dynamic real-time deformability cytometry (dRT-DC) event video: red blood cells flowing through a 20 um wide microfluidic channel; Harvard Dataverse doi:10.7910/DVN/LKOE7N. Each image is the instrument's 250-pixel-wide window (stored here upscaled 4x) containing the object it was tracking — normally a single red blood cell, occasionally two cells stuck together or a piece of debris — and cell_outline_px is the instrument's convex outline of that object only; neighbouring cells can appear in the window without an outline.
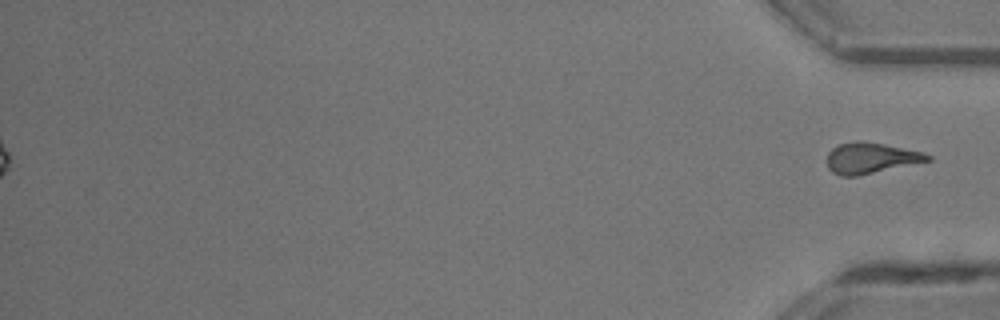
{"species": "common noctule bat (a hibernating species)", "species_latin": "Nyctalus noctula", "temperature_condition": "room temperature", "stored_images_in_passage": 47, "segment_of_instrument_passage": [2, 2], "camera_frame_rate_fps": 3000, "um_per_image_px": 0.085, "animal": {"sex": "male", "body_mass_g": 13.3}, "frame": {"image": 1, "passage_image": 47, "time_ms": 15.333, "image_size_px": [1000, 320], "cell_outline_px": [[932, 160], [856, 176], [840, 176], [832, 172], [828, 168], [828, 152], [832, 148], [840, 144], [856, 140], [860, 140], [884, 144], [924, 152], [932, 156]], "centroid_in_image_um": [74.02, 13.42], "position_along_channel_um": 361.2, "area_um2": 18.03}}